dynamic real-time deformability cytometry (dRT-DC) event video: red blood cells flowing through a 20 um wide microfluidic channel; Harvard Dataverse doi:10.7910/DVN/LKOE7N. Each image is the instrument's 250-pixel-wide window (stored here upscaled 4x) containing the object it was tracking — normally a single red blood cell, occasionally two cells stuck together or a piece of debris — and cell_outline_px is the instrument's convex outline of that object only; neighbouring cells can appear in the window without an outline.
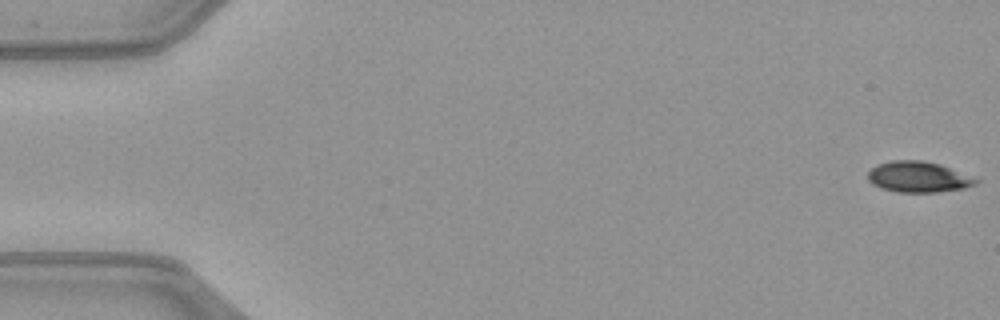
{"species": "common noctule bat (a hibernating species)", "species_latin": "Nyctalus noctula", "temperature_condition": "warm", "stored_images_in_passage": 51, "camera_frame_rate_fps": 3000, "um_per_image_px": 0.085, "animal": {"sex": "female", "body_mass_g": 21.9}, "frame": {"image": 1, "passage_image": 1, "time_ms": 0.0, "image_size_px": [1000, 320], "cell_outline_px": [[980, 180], [976, 184], [964, 188], [936, 192], [896, 192], [880, 188], [872, 184], [868, 180], [868, 172], [876, 164], [892, 160], [924, 160], [940, 164]], "centroid_in_image_um": [78.02, 15.03], "position_along_channel_um": 7.0, "area_um2": 19.42}}
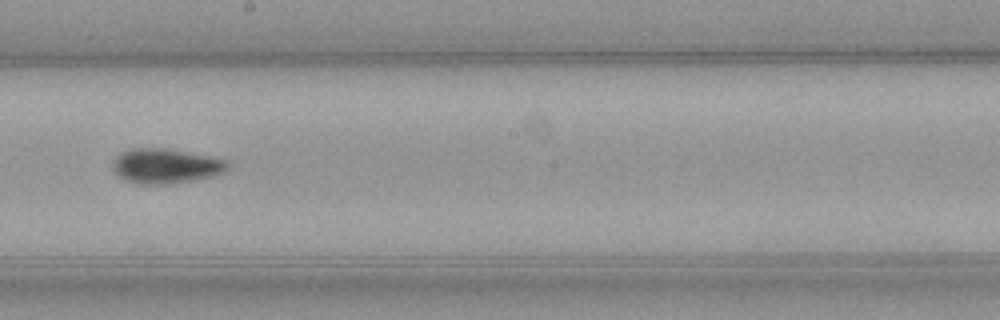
{"frame": {"image": 2, "passage_image": 29, "time_ms": 9.333, "image_size_px": [1000, 320], "cell_outline_px": [[228, 168], [224, 172], [216, 176], [172, 184], [136, 184], [124, 180], [116, 172], [116, 160], [120, 152], [132, 148], [164, 148], [208, 156], [228, 160]], "centroid_in_image_um": [14.15, 14.12], "position_along_channel_um": 234.1, "area_um2": 23.12}}
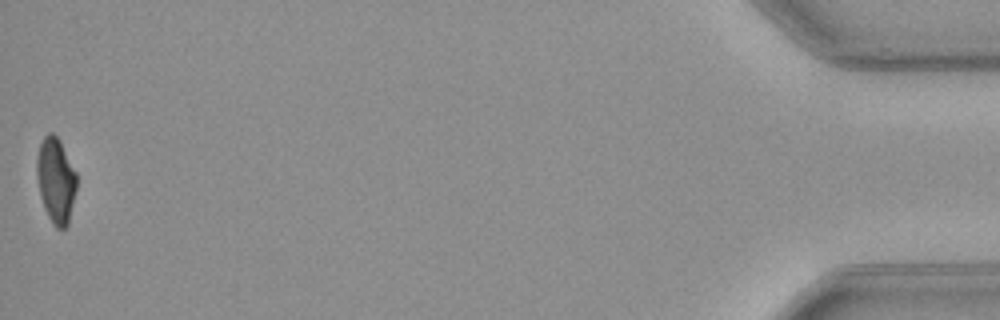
{"frame": {"image": 3, "passage_image": 51, "time_ms": 16.667, "image_size_px": [1000, 320], "cell_outline_px": [[76, 188], [68, 224], [64, 228], [56, 228], [52, 224], [44, 208], [40, 196], [36, 176], [36, 160], [40, 144], [44, 136], [48, 132], [52, 132], [60, 140], [76, 172]], "centroid_in_image_um": [4.73, 15.32], "position_along_channel_um": 430.5, "area_um2": 19.83}, "authors_computed_cell_mechanics": {"area_um2": 20.9814, "velocity_mm_per_s": 4.0778, "shape_relaxation_time_tau1_ms": 4.9343, "shape_relaxation_time_tau2_ms": 3.7187, "deformation_change_tau1": 0.1675, "deformation_change_tau2": 0.0808}}